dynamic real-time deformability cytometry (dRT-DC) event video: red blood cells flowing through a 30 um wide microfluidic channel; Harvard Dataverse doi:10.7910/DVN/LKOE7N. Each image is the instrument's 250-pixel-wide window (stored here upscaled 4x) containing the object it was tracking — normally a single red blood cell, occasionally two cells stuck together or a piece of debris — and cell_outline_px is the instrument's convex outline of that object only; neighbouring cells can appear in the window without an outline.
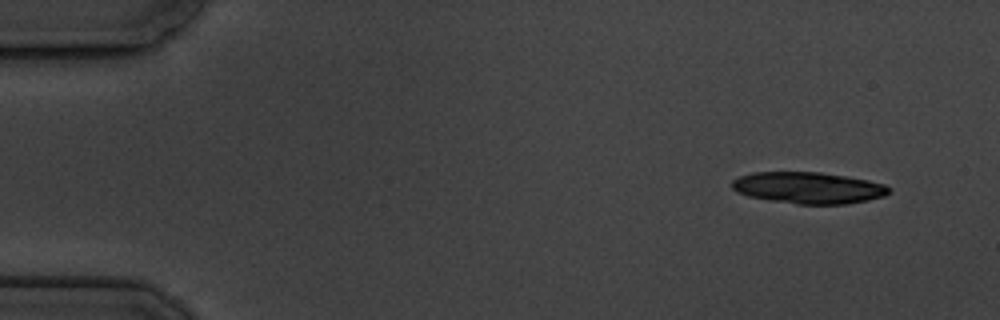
{"species": "common noctule bat (a hibernating species)", "species_latin": "Nyctalus noctula", "temperature_condition": "cold", "stored_images_in_passage": 5, "camera_frame_rate_fps": 3000, "um_per_image_px": 0.085, "animal": {"sex": "male", "body_mass_g": 19.5, "forearm_length_mm": 54.6}, "frame": {"image": 1, "passage_image": 1, "time_ms": 0.0, "image_size_px": [1000, 320], "cell_outline_px": [[892, 192], [884, 196], [868, 200], [848, 204], [796, 204], [748, 196], [736, 192], [732, 188], [732, 180], [740, 176], [752, 172], [820, 172], [868, 180], [884, 184], [892, 188]], "centroid_in_image_um": [68.73, 15.96], "position_along_channel_um": 16.3, "area_um2": 28.9}}